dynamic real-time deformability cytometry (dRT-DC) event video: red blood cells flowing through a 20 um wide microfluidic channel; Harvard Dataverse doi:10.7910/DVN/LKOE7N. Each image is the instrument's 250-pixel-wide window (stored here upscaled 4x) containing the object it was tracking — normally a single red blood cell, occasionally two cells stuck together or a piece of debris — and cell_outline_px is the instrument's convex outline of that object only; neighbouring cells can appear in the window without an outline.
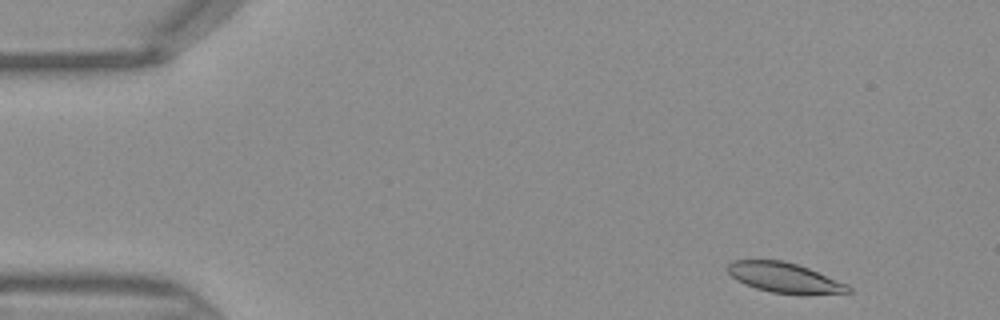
{"species": "Egyptian fruit bat (a non-hibernating species)", "species_latin": "Rousettus aegyptiacus", "temperature_condition": "warm", "stored_images_in_passage": 43, "camera_frame_rate_fps": 3000, "um_per_image_px": 0.085, "frame": {"image": 1, "passage_image": 2, "time_ms": 0.333, "image_size_px": [1000, 320], "cell_outline_px": [[852, 292], [804, 296], [772, 292], [756, 288], [744, 284], [736, 280], [724, 268], [732, 260], [784, 260], [808, 268], [848, 284], [852, 288]], "centroid_in_image_um": [66.7, 23.62], "position_along_channel_um": 18.3, "area_um2": 21.56}}
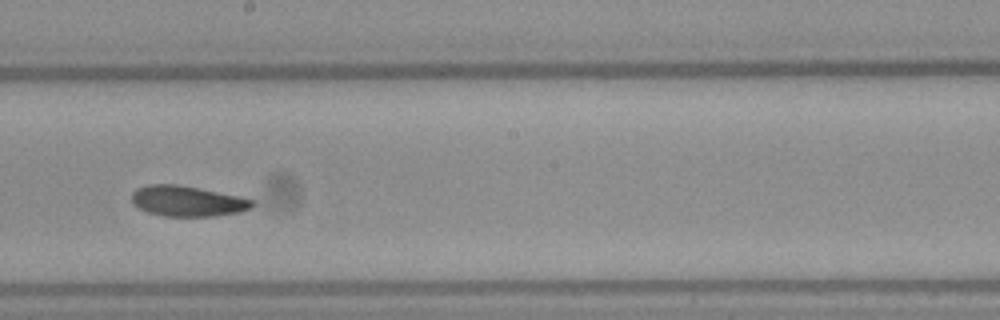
{"frame": {"image": 2, "passage_image": 23, "time_ms": 7.333, "image_size_px": [1000, 320], "cell_outline_px": [[256, 204], [252, 208], [240, 212], [216, 216], [164, 216], [148, 212], [132, 204], [132, 192], [136, 188], [148, 184], [176, 184], [256, 200]], "centroid_in_image_um": [15.93, 17.1], "position_along_channel_um": 232.3, "area_um2": 21.39}}
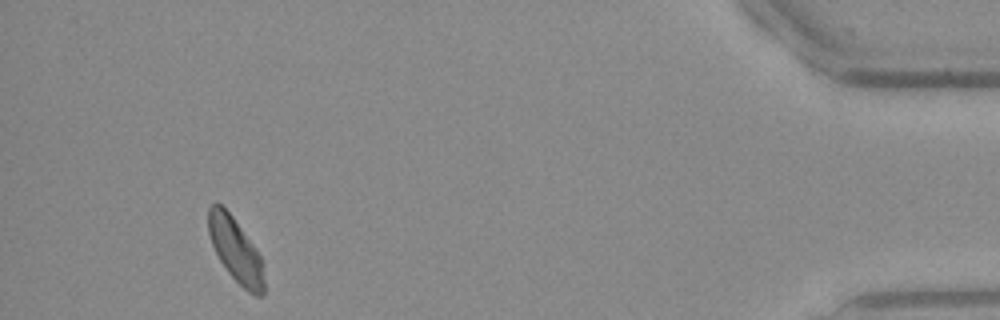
{"frame": {"image": 3, "passage_image": 40, "time_ms": 13.0, "image_size_px": [1000, 320], "cell_outline_px": [[264, 296], [256, 296], [248, 292], [228, 272], [220, 260], [212, 244], [208, 232], [208, 208], [212, 204], [220, 204], [232, 216], [252, 244], [260, 256], [264, 280]], "centroid_in_image_um": [20.02, 21.27], "position_along_channel_um": 415.2, "area_um2": 20.29}}